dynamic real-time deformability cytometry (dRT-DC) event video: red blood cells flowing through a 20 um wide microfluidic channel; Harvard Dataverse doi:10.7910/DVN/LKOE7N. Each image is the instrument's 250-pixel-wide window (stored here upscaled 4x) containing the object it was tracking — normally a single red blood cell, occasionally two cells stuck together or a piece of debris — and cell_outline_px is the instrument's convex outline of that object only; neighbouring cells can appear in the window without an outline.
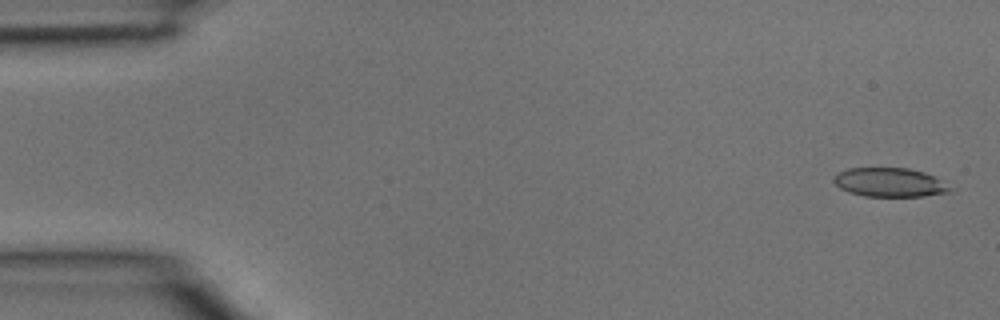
{"species": "common noctule bat (a hibernating species)", "species_latin": "Nyctalus noctula", "temperature_condition": "room temperature", "stored_images_in_passage": 5, "segment_of_instrument_passage": [2, 2], "camera_frame_rate_fps": 3000, "um_per_image_px": 0.085, "animal": {"sex": "male", "body_mass_g": 15.6}, "frame": {"image": 1, "passage_image": 5, "time_ms": 1.333, "image_size_px": [1000, 320], "cell_outline_px": [[956, 188], [952, 192], [924, 196], [864, 196], [848, 192], [840, 188], [832, 180], [832, 176], [836, 172], [848, 168], [908, 168], [924, 172]], "centroid_in_image_um": [75.62, 15.5], "position_along_channel_um": 9.4, "area_um2": 19.88}}